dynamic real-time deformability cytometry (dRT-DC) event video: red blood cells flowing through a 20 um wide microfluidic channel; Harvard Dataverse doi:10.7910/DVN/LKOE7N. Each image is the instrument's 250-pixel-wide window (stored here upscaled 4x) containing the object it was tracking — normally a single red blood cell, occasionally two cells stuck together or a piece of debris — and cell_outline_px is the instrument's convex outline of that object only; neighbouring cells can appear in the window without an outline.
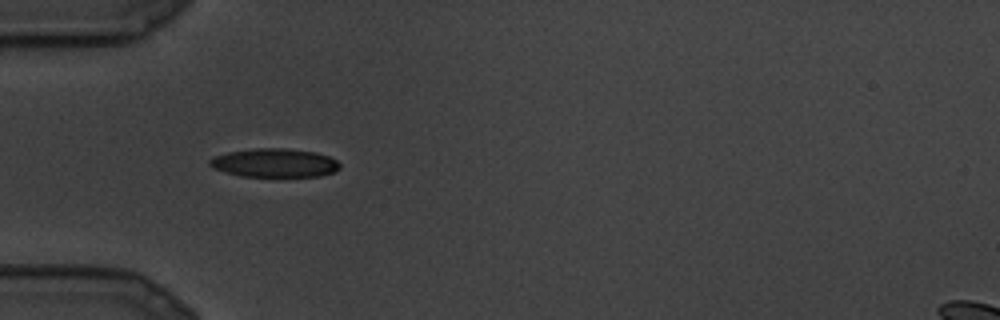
{"species": "common noctule bat (a hibernating species)", "species_latin": "Nyctalus noctula", "temperature_condition": "cold", "stored_images_in_passage": 7, "camera_frame_rate_fps": 3000, "um_per_image_px": 0.085, "animal": {"sex": "male", "body_mass_g": 19.5, "forearm_length_mm": 54.6}, "frame": {"image": 1, "passage_image": 2, "time_ms": 0.333, "image_size_px": [1000, 320], "cell_outline_px": [[340, 168], [336, 172], [320, 176], [240, 176], [212, 168], [208, 164], [208, 160], [212, 156], [228, 152], [256, 148], [284, 148], [316, 152], [328, 156], [336, 160], [340, 164]], "centroid_in_image_um": [23.32, 13.84], "position_along_channel_um": 61.7, "area_um2": 21.85}}
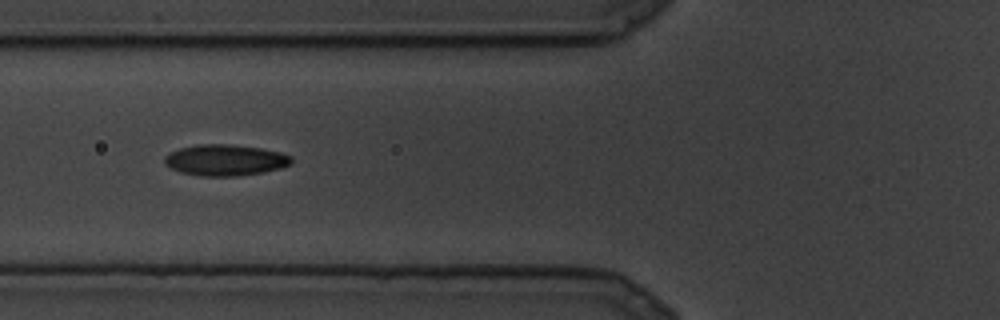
{"frame": {"image": 2, "passage_image": 4, "time_ms": 1.0, "image_size_px": [1000, 320], "cell_outline_px": [[292, 164], [280, 168], [264, 172], [236, 176], [200, 176], [180, 172], [164, 164], [164, 156], [180, 148], [200, 144], [228, 144], [260, 148], [280, 152], [292, 156]], "centroid_in_image_um": [19.16, 13.61], "position_along_channel_um": 106.6, "area_um2": 23.0}}
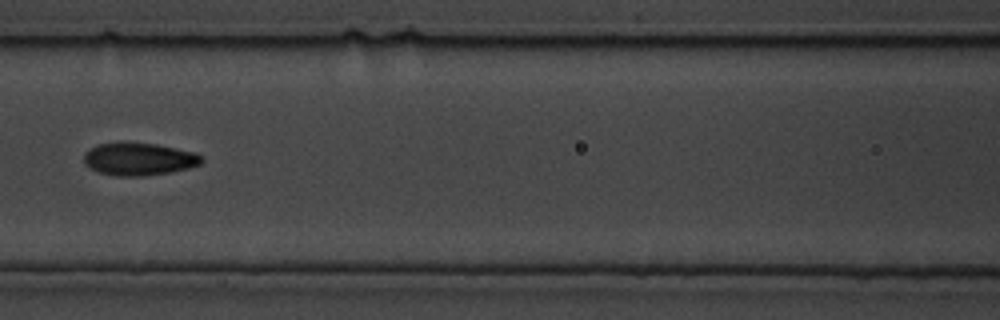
{"frame": {"image": 3, "passage_image": 6, "time_ms": 1.667, "image_size_px": [1000, 320], "cell_outline_px": [[204, 160], [200, 164], [188, 168], [168, 172], [140, 176], [116, 176], [100, 172], [84, 164], [84, 152], [88, 148], [96, 144], [124, 140], [156, 144], [196, 152], [204, 156]], "centroid_in_image_um": [11.79, 13.47], "position_along_channel_um": 154.8, "area_um2": 22.89}}